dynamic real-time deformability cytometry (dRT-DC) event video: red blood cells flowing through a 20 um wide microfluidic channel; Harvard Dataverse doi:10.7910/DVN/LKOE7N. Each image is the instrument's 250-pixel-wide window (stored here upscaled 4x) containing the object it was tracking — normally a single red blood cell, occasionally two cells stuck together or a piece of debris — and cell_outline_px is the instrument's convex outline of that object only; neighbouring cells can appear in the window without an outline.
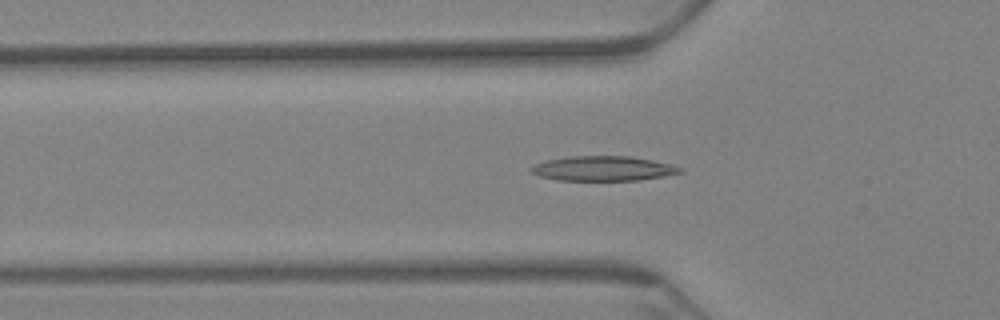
{"species": "Egyptian fruit bat (a non-hibernating species)", "species_latin": "Rousettus aegyptiacus", "temperature_condition": "warm", "stored_images_in_passage": 53, "camera_frame_rate_fps": 3000, "um_per_image_px": 0.085, "animal": {"sex": "female"}, "frame": {"image": 1, "passage_image": 14, "time_ms": 4.333, "image_size_px": [1000, 320], "cell_outline_px": [[684, 172], [664, 176], [636, 180], [556, 180], [540, 176], [528, 172], [528, 168], [544, 160], [568, 156], [628, 156], [652, 160], [672, 164], [684, 168]], "centroid_in_image_um": [51.24, 14.32], "position_along_channel_um": 74.6, "area_um2": 21.68}}
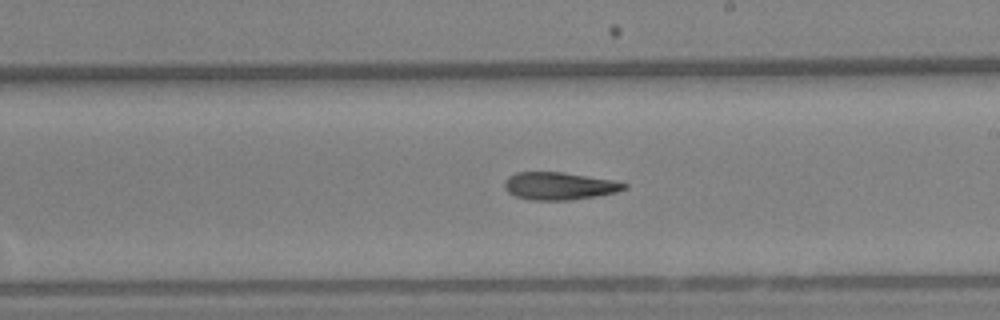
{"frame": {"image": 2, "passage_image": 30, "time_ms": 9.667, "image_size_px": [1000, 320], "cell_outline_px": [[628, 188], [616, 192], [596, 196], [568, 200], [532, 200], [516, 196], [508, 192], [504, 188], [504, 180], [508, 176], [516, 172], [564, 172], [612, 180], [628, 184]], "centroid_in_image_um": [47.52, 15.8], "position_along_channel_um": 241.5, "area_um2": 19.25}}
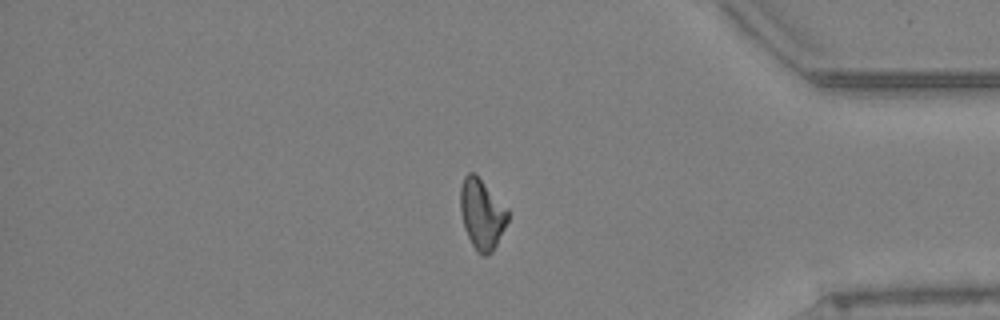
{"frame": {"image": 3, "passage_image": 47, "time_ms": 15.333, "image_size_px": [1000, 320], "cell_outline_px": [[508, 220], [492, 252], [484, 256], [480, 256], [472, 244], [464, 228], [460, 212], [460, 184], [464, 176], [468, 172], [476, 172], [508, 208]], "centroid_in_image_um": [40.94, 18.14], "position_along_channel_um": 394.3, "area_um2": 19.71}}